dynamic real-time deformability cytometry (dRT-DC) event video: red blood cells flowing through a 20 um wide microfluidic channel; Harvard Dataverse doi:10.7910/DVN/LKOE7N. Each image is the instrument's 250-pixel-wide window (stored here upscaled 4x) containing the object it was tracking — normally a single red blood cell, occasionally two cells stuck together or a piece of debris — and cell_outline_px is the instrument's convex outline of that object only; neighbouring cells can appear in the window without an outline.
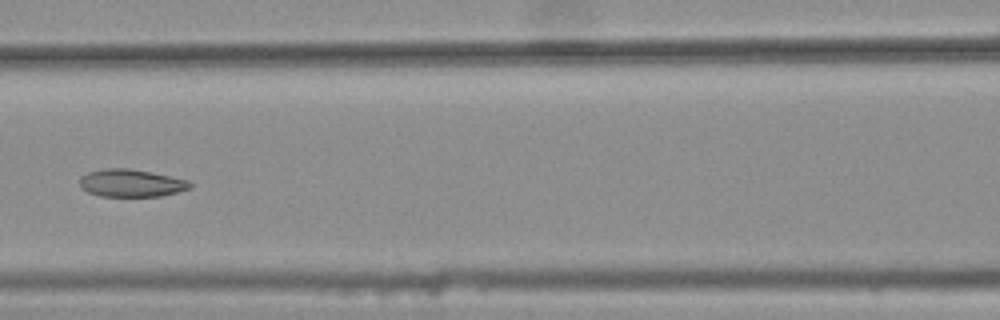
{"species": "common noctule bat (a hibernating species)", "species_latin": "Nyctalus noctula", "temperature_condition": "warm", "stored_images_in_passage": 7, "camera_frame_rate_fps": 3000, "um_per_image_px": 0.085, "animal": {"sex": "female", "body_mass_g": 25.1}, "frame": {"image": 1, "passage_image": 6, "time_ms": 1.667, "image_size_px": [1000, 320], "cell_outline_px": [[192, 188], [160, 196], [100, 196], [88, 192], [80, 184], [80, 176], [88, 172], [104, 168], [128, 168], [152, 172], [188, 180], [192, 184]], "centroid_in_image_um": [11.16, 15.55], "position_along_channel_um": 155.4, "area_um2": 17.69}}
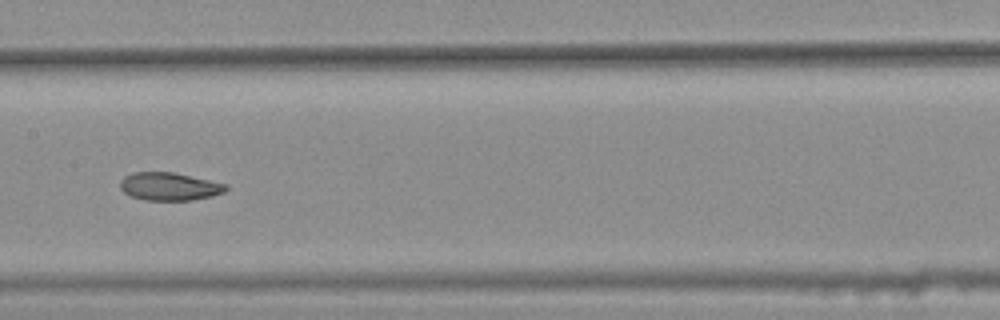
{"frame": {"image": 2, "passage_image": 7, "time_ms": 2.0, "image_size_px": [1000, 320], "cell_outline_px": [[228, 188], [224, 192], [212, 196], [192, 200], [144, 200], [132, 196], [124, 192], [120, 188], [120, 180], [124, 176], [132, 172], [172, 172], [228, 184]], "centroid_in_image_um": [14.39, 15.85], "position_along_channel_um": 193.0, "area_um2": 17.22}}